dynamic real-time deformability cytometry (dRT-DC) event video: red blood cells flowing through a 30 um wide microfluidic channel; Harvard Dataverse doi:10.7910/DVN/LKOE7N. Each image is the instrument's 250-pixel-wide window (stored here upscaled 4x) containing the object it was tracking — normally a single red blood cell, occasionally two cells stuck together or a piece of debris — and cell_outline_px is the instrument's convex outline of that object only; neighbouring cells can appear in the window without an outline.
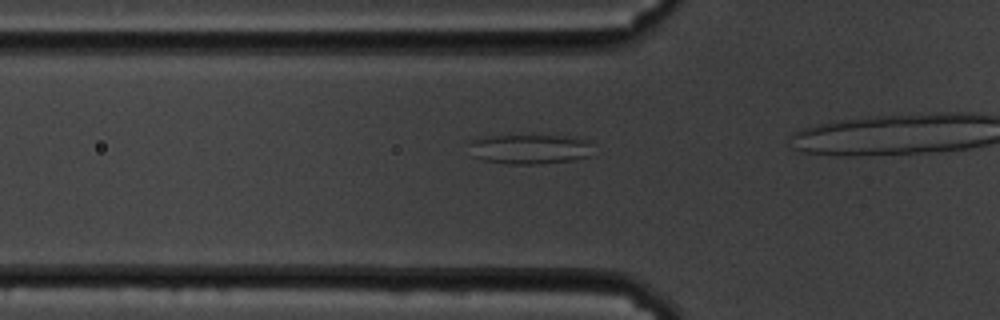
{"species": "common noctule bat (a hibernating species)", "species_latin": "Nyctalus noctula", "temperature_condition": "cold", "stored_images_in_passage": 21, "camera_frame_rate_fps": 3000, "um_per_image_px": 0.085, "animal": {"sex": "male", "body_mass_g": 19.5, "forearm_length_mm": 54.6}, "frame": {"image": 1, "passage_image": 15, "time_ms": 4.667, "image_size_px": [1000, 320], "cell_outline_px": [[588, 156], [572, 160], [536, 164], [508, 164], [484, 160], [472, 156], [472, 140], [488, 136], [568, 136], [588, 140]], "centroid_in_image_um": [45.0, 12.68], "position_along_channel_um": 80.8, "area_um2": 20.87}}